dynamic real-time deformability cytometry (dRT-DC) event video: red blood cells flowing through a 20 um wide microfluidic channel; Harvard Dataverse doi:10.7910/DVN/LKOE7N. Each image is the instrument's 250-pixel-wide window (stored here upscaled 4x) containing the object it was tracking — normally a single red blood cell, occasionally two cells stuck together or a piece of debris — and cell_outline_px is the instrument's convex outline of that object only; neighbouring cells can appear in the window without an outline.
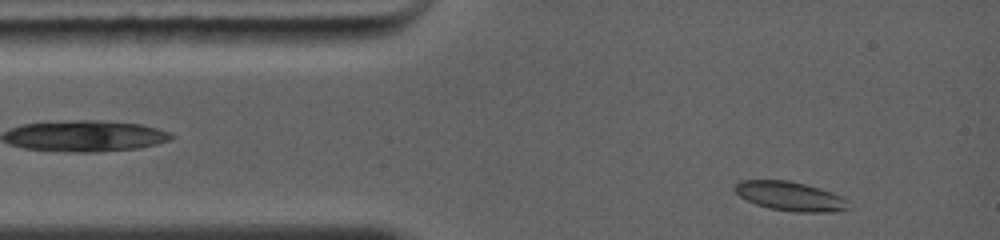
{"species": "common noctule bat (a hibernating species)", "species_latin": "Nyctalus noctula", "temperature_condition": "warm", "stored_images_in_passage": 17, "camera_frame_rate_fps": 5000, "um_per_image_px": 0.085, "animal": {"sex": "female", "body_mass_g": 19.0, "forearm_length_mm": 56.7}, "frame": {"image": 1, "passage_image": 1, "time_ms": 0.0, "image_size_px": [1000, 240], "cell_outline_px": [[848, 208], [836, 212], [796, 212], [768, 208], [756, 204], [740, 196], [732, 188], [736, 180], [788, 180], [820, 188], [832, 192], [848, 200]], "centroid_in_image_um": [67.13, 16.67], "position_along_channel_um": 17.9, "area_um2": 19.42}}
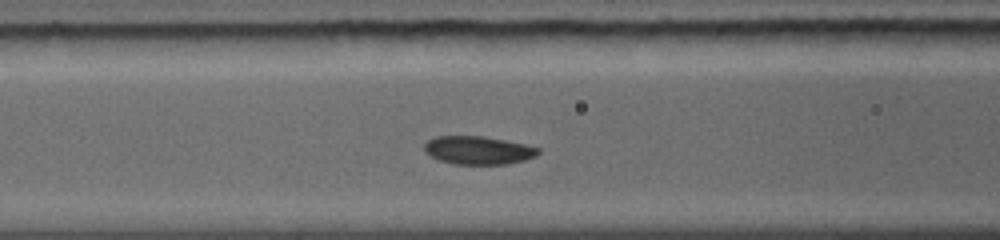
{"frame": {"image": 2, "passage_image": 8, "time_ms": 3.4, "image_size_px": [1000, 240], "cell_outline_px": [[540, 152], [536, 156], [524, 160], [508, 164], [456, 164], [440, 160], [424, 152], [424, 144], [428, 140], [436, 136], [484, 136], [524, 144], [540, 148]], "centroid_in_image_um": [40.65, 12.77], "position_along_channel_um": 125.9, "area_um2": 18.67}}
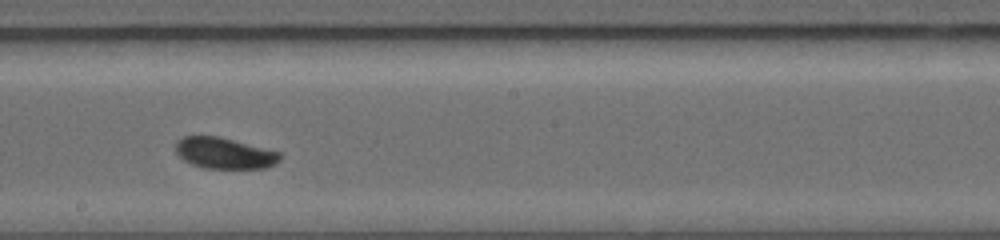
{"frame": {"image": 3, "passage_image": 15, "time_ms": 5.8, "image_size_px": [1000, 240], "cell_outline_px": [[284, 156], [276, 164], [264, 168], [204, 168], [192, 164], [184, 160], [176, 152], [176, 140], [184, 136], [220, 136], [280, 152]], "centroid_in_image_um": [19.1, 13.01], "position_along_channel_um": 229.1, "area_um2": 19.02}}